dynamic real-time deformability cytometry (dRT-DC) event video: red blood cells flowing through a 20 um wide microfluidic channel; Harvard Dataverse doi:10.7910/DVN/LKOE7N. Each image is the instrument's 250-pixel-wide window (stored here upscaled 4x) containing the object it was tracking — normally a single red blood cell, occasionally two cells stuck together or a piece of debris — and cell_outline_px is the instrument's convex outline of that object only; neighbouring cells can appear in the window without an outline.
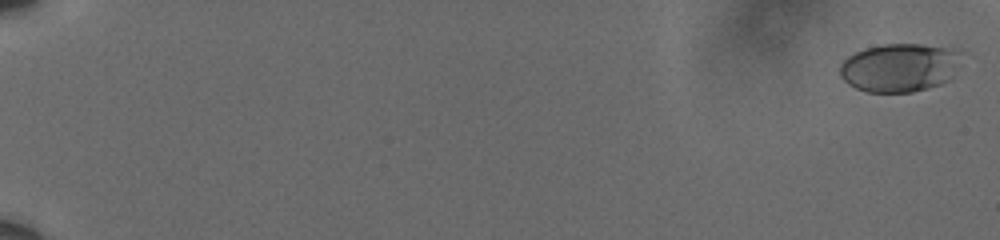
{"species": "human", "species_latin": "Homo sapiens", "temperature_condition": "cold", "stored_images_in_passage": 58, "camera_frame_rate_fps": 3000, "um_per_image_px": 0.085, "donor": {"sex": "male"}, "frame": {"image": 1, "passage_image": 2, "time_ms": 0.333, "image_size_px": [1000, 240], "cell_outline_px": [[952, 76], [948, 80], [940, 84], [928, 88], [912, 92], [868, 92], [856, 88], [848, 84], [840, 76], [840, 64], [848, 56], [864, 48], [884, 44], [920, 44], [944, 48], [952, 52]], "centroid_in_image_um": [76.27, 5.77], "position_along_channel_um": 8.7, "area_um2": 33.06}}
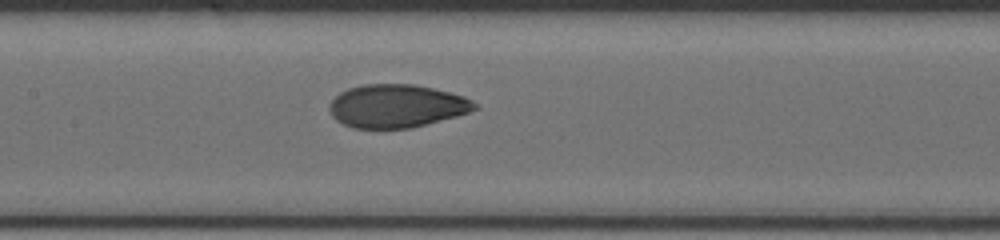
{"frame": {"image": 2, "passage_image": 34, "time_ms": 11.0, "image_size_px": [1000, 240], "cell_outline_px": [[480, 108], [456, 116], [408, 128], [352, 128], [336, 120], [332, 116], [328, 108], [328, 104], [340, 92], [348, 88], [364, 84], [416, 84], [464, 96], [472, 100]], "centroid_in_image_um": [33.69, 9.0], "position_along_channel_um": 173.7, "area_um2": 36.41}}
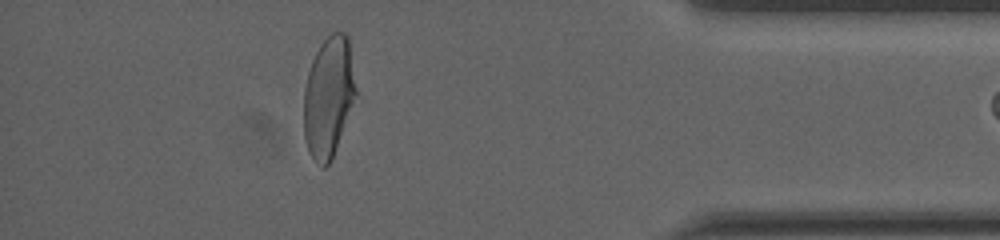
{"frame": {"image": 3, "passage_image": 56, "time_ms": 18.333, "image_size_px": [1000, 240], "cell_outline_px": [[356, 92], [332, 160], [324, 168], [308, 152], [304, 136], [304, 88], [308, 72], [312, 60], [320, 44], [332, 32], [344, 32], [348, 36], [356, 88]], "centroid_in_image_um": [27.91, 8.22], "position_along_channel_um": 407.3, "area_um2": 36.13}}